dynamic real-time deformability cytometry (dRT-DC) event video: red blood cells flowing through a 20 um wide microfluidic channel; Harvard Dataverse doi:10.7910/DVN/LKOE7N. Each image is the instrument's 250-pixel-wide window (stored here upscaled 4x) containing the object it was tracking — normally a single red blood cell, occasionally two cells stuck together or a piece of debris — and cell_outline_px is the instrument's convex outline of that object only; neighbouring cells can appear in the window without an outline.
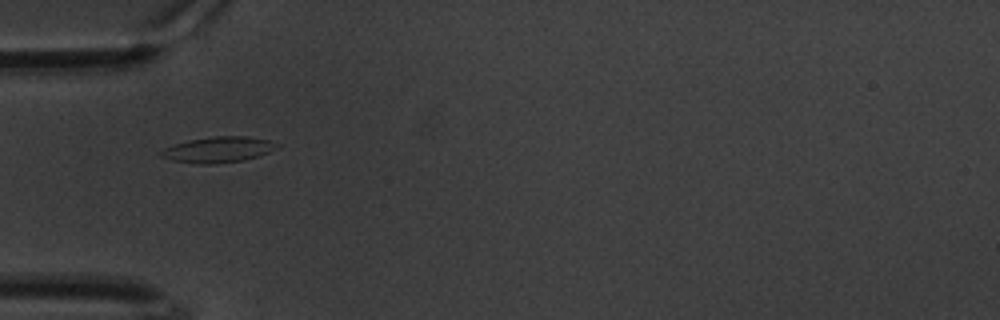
{"species": "common noctule bat (a hibernating species)", "species_latin": "Nyctalus noctula", "temperature_condition": "warm", "stored_images_in_passage": 42, "camera_frame_rate_fps": 3000, "um_per_image_px": 0.085, "animal": {"sex": "male", "body_mass_g": 20.1, "forearm_length_mm": 53.5}, "frame": {"image": 1, "passage_image": 1, "time_ms": 0.0, "image_size_px": [1000, 320], "cell_outline_px": [[280, 148], [260, 156], [244, 160], [212, 164], [200, 164], [172, 160], [160, 156], [156, 152], [164, 148], [188, 140], [212, 136], [244, 136], [268, 140], [280, 144]], "centroid_in_image_um": [18.57, 12.72], "position_along_channel_um": 66.4, "area_um2": 17.57}}
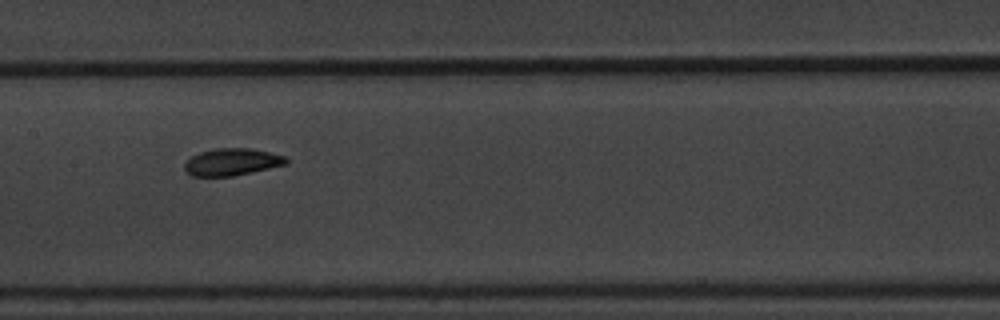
{"frame": {"image": 2, "passage_image": 12, "time_ms": 3.667, "image_size_px": [1000, 320], "cell_outline_px": [[288, 164], [252, 172], [232, 176], [192, 176], [184, 168], [184, 164], [192, 156], [200, 152], [212, 148], [248, 148], [268, 152], [284, 156], [288, 160]], "centroid_in_image_um": [19.71, 13.76], "position_along_channel_um": 187.7, "area_um2": 15.95}}
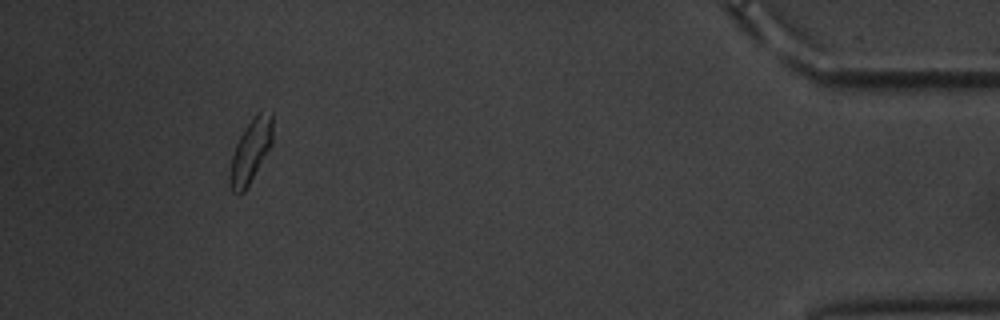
{"frame": {"image": 3, "passage_image": 38, "time_ms": 12.333, "image_size_px": [1000, 320], "cell_outline_px": [[272, 144], [244, 192], [232, 192], [228, 184], [228, 176], [232, 156], [236, 144], [244, 128], [256, 112], [272, 108]], "centroid_in_image_um": [21.3, 12.78], "position_along_channel_um": 413.9, "area_um2": 15.95}, "authors_computed_cell_mechanics": {"area_um2": 15.8661, "velocity_mm_per_s": 3.3095, "shape_relaxation_time_tau1_ms": 3.1378, "shape_relaxation_time_tau2_ms": 3.6854, "deformation_change_tau1": 0.1039, "deformation_change_tau2": 0.0766}}